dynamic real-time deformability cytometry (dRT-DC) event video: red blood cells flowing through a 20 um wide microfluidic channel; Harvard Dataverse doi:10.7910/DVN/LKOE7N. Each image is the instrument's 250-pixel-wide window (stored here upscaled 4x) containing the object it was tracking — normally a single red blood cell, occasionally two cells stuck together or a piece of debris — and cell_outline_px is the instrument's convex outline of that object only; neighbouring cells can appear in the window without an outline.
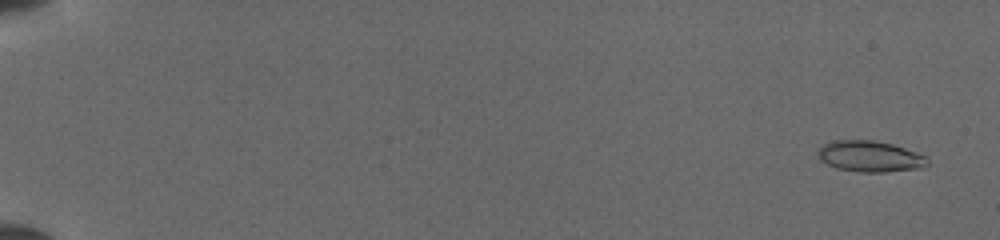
{"species": "common noctule bat (a hibernating species)", "species_latin": "Nyctalus noctula", "temperature_condition": "cold", "stored_images_in_passage": 51, "camera_frame_rate_fps": 3000, "um_per_image_px": 0.085, "animal": {"sex": "female", "body_mass_g": 19.5, "forearm_length_mm": 54.1}, "frame": {"image": 1, "passage_image": 3, "time_ms": 0.667, "image_size_px": [1000, 240], "cell_outline_px": [[928, 164], [924, 168], [884, 172], [856, 172], [836, 168], [820, 160], [816, 152], [824, 144], [836, 140], [872, 140], [892, 144], [928, 156]], "centroid_in_image_um": [73.96, 13.3], "position_along_channel_um": 11.0, "area_um2": 19.94}}
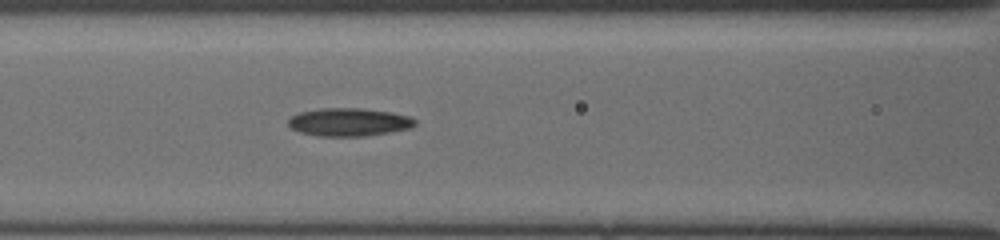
{"frame": {"image": 2, "passage_image": 25, "time_ms": 8.0, "image_size_px": [1000, 240], "cell_outline_px": [[416, 124], [408, 128], [388, 132], [364, 136], [316, 136], [300, 132], [292, 128], [288, 124], [288, 120], [292, 116], [300, 112], [320, 108], [364, 108], [392, 112], [412, 116], [416, 120]], "centroid_in_image_um": [29.67, 10.37], "position_along_channel_um": 136.9, "area_um2": 20.75}}
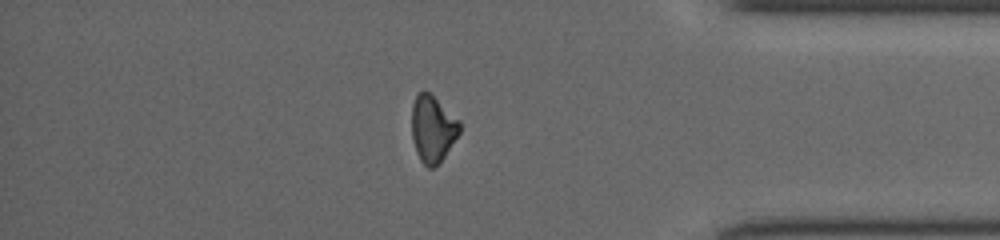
{"frame": {"image": 3, "passage_image": 45, "time_ms": 14.667, "image_size_px": [1000, 240], "cell_outline_px": [[460, 132], [444, 156], [432, 168], [428, 168], [420, 160], [416, 152], [412, 140], [412, 104], [416, 96], [424, 88], [460, 120]], "centroid_in_image_um": [36.76, 10.93], "position_along_channel_um": 398.4, "area_um2": 18.5}}